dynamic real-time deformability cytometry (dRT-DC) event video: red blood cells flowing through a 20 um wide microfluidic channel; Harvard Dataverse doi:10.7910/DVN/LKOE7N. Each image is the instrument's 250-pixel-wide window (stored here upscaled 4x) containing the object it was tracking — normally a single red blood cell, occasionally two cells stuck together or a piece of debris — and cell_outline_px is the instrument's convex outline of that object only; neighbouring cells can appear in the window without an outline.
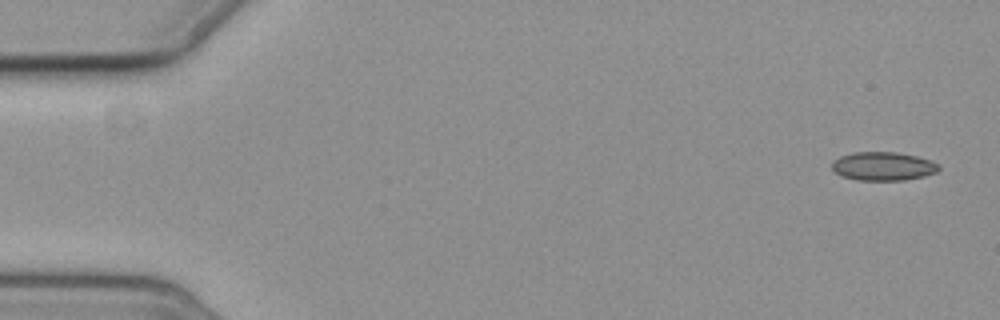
{"species": "common noctule bat (a hibernating species)", "species_latin": "Nyctalus noctula", "temperature_condition": "cold", "stored_images_in_passage": 6, "segment_of_instrument_passage": [1, 2], "camera_frame_rate_fps": 3000, "um_per_image_px": 0.085, "animal": {"sex": "female", "body_mass_g": 19.3, "forearm_length_mm": 54.1}, "frame": {"image": 1, "passage_image": 1, "time_ms": 0.0, "image_size_px": [1000, 320], "cell_outline_px": [[940, 168], [936, 172], [924, 176], [904, 180], [856, 180], [840, 176], [832, 168], [832, 160], [840, 156], [852, 152], [896, 152], [916, 156], [932, 160], [940, 164]], "centroid_in_image_um": [75.06, 14.12], "position_along_channel_um": 9.9, "area_um2": 17.98}}
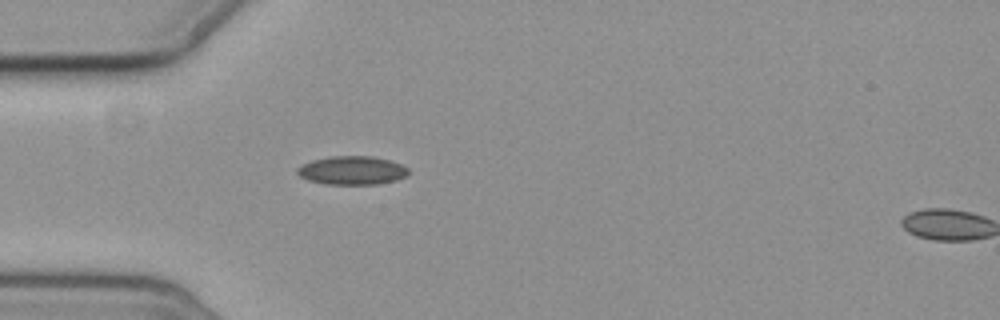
{"frame": {"image": 2, "passage_image": 5, "time_ms": 5.0, "image_size_px": [1000, 320], "cell_outline_px": [[408, 172], [404, 176], [396, 180], [376, 184], [324, 184], [308, 180], [300, 176], [296, 172], [296, 168], [300, 164], [312, 160], [328, 156], [372, 156], [388, 160], [400, 164], [408, 168]], "centroid_in_image_um": [29.86, 14.48], "position_along_channel_um": 55.1, "area_um2": 18.5}}